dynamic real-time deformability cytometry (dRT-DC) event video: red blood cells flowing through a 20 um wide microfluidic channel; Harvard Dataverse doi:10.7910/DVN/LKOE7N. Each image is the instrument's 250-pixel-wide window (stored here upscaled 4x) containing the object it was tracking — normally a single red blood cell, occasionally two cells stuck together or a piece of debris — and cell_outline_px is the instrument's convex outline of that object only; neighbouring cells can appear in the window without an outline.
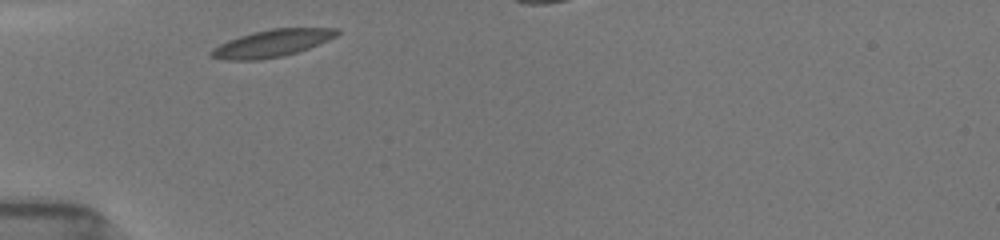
{"species": "common noctule bat (a hibernating species)", "species_latin": "Nyctalus noctula", "temperature_condition": "room temperature", "stored_images_in_passage": 30, "camera_frame_rate_fps": 3000, "um_per_image_px": 0.085, "animal": {"sex": "female", "body_mass_g": 19.5, "forearm_length_mm": 54.1}, "frame": {"image": 1, "passage_image": 1, "time_ms": 0.0, "image_size_px": [1000, 240], "cell_outline_px": [[340, 32], [336, 36], [328, 40], [308, 48], [284, 56], [260, 60], [224, 60], [212, 56], [208, 52], [212, 48], [228, 40], [252, 32], [272, 28], [336, 28]], "centroid_in_image_um": [23.09, 3.68], "position_along_channel_um": 61.9, "area_um2": 19.88}}
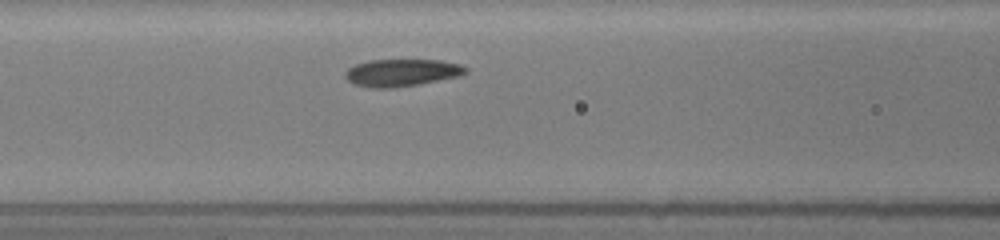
{"frame": {"image": 2, "passage_image": 13, "time_ms": 2.0, "image_size_px": [1000, 240], "cell_outline_px": [[468, 72], [456, 76], [420, 84], [396, 88], [368, 88], [352, 84], [344, 76], [344, 72], [348, 68], [356, 64], [368, 60], [440, 60], [460, 64], [468, 68]], "centroid_in_image_um": [34.09, 6.18], "position_along_channel_um": 132.5, "area_um2": 19.31}}
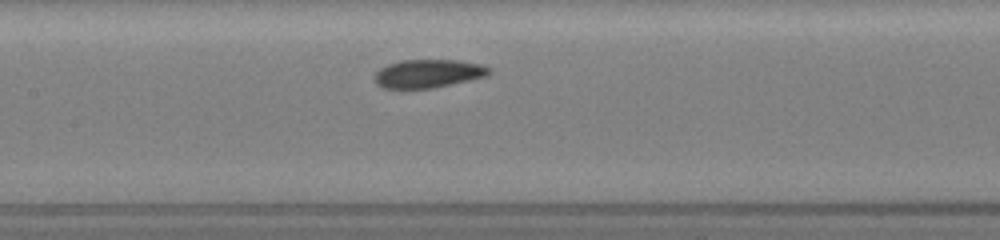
{"frame": {"image": 3, "passage_image": 20, "time_ms": 3.0, "image_size_px": [1000, 240], "cell_outline_px": [[492, 72], [488, 76], [432, 88], [380, 88], [376, 84], [376, 72], [380, 68], [388, 64], [400, 60], [460, 60], [480, 64], [492, 68]], "centroid_in_image_um": [36.43, 6.25], "position_along_channel_um": 171.0, "area_um2": 18.96}}